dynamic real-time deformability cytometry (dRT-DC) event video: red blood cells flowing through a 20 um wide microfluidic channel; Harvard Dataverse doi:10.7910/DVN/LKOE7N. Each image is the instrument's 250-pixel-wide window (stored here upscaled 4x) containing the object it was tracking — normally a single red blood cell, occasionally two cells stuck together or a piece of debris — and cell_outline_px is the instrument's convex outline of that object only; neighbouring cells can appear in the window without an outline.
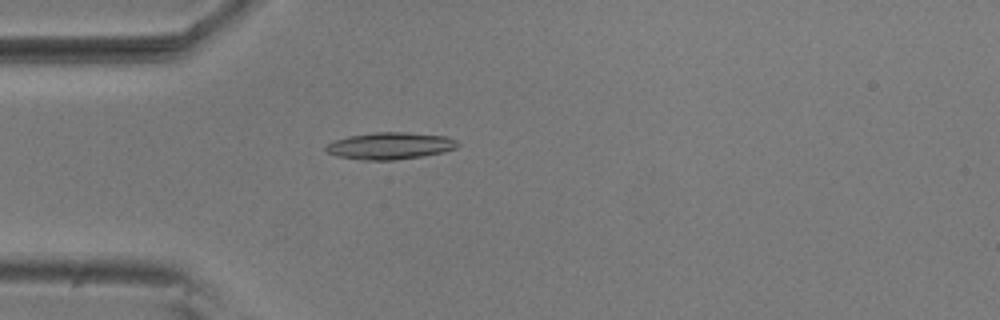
{"species": "common noctule bat (a hibernating species)", "species_latin": "Nyctalus noctula", "temperature_condition": "room temperature", "stored_images_in_passage": 5, "camera_frame_rate_fps": 3000, "um_per_image_px": 0.085, "animal": {"sex": "male", "body_mass_g": 20.5, "forearm_length_mm": 52.5}, "frame": {"image": 1, "passage_image": 5, "time_ms": 1.333, "image_size_px": [1000, 320], "cell_outline_px": [[460, 144], [456, 148], [444, 152], [424, 156], [396, 160], [364, 160], [336, 156], [324, 152], [324, 148], [328, 144], [336, 140], [348, 136], [376, 132], [404, 132], [448, 136], [456, 140]], "centroid_in_image_um": [33.17, 12.4], "position_along_channel_um": 51.8, "area_um2": 20.87}}